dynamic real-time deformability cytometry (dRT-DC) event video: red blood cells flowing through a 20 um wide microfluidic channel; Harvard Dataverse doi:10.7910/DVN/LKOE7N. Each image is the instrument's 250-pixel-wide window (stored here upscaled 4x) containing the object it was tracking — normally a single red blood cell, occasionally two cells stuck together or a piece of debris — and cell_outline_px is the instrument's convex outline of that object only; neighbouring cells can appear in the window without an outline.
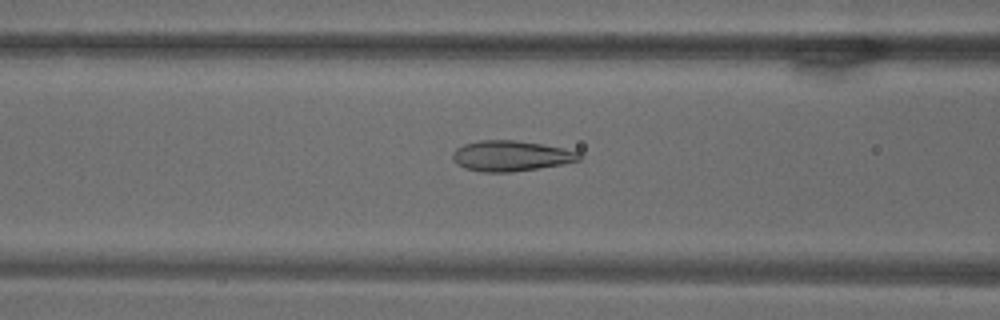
{"species": "common noctule bat (a hibernating species)", "species_latin": "Nyctalus noctula", "temperature_condition": "warm", "stored_images_in_passage": 70, "camera_frame_rate_fps": 3000, "um_per_image_px": 0.085, "animal": {"sex": "male", "body_mass_g": 18.8}, "frame": {"image": 1, "passage_image": 28, "time_ms": 9.0, "image_size_px": [1000, 320], "cell_outline_px": [[584, 156], [580, 160], [564, 164], [512, 172], [484, 172], [464, 168], [456, 164], [452, 160], [452, 152], [456, 148], [464, 144], [480, 140], [516, 140], [564, 148], [580, 152]], "centroid_in_image_um": [43.43, 13.25], "position_along_channel_um": 123.2, "area_um2": 22.72}}
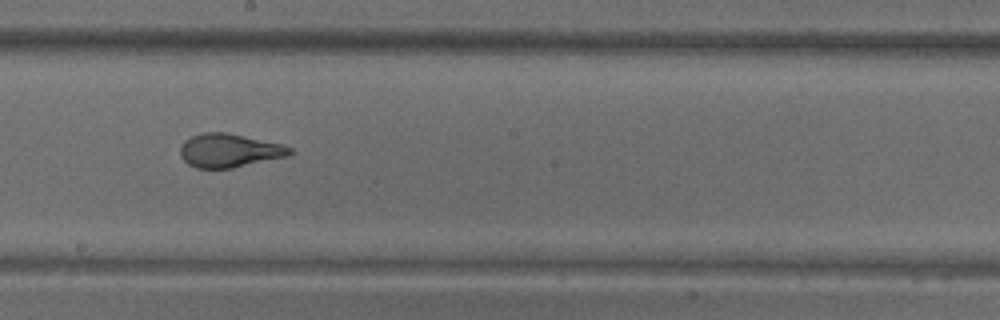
{"frame": {"image": 2, "passage_image": 39, "time_ms": 12.667, "image_size_px": [1000, 320], "cell_outline_px": [[292, 152], [288, 156], [232, 168], [196, 168], [188, 164], [180, 156], [180, 148], [184, 140], [200, 132], [228, 132], [280, 144], [292, 148]], "centroid_in_image_um": [19.45, 12.79], "position_along_channel_um": 228.8, "area_um2": 21.44}}
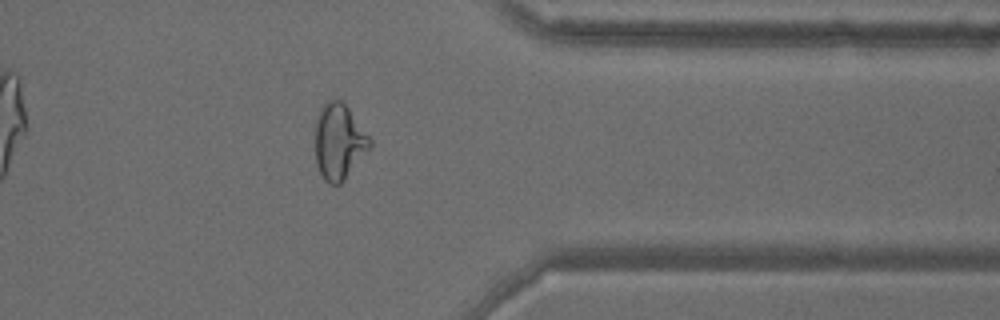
{"frame": {"image": 3, "passage_image": 56, "time_ms": 18.333, "image_size_px": [1000, 320], "cell_outline_px": [[372, 148], [344, 180], [340, 184], [328, 184], [324, 180], [316, 164], [316, 120], [320, 108], [328, 100], [340, 100], [348, 108], [372, 140]], "centroid_in_image_um": [28.83, 12.07], "position_along_channel_um": 382.6, "area_um2": 24.1}}